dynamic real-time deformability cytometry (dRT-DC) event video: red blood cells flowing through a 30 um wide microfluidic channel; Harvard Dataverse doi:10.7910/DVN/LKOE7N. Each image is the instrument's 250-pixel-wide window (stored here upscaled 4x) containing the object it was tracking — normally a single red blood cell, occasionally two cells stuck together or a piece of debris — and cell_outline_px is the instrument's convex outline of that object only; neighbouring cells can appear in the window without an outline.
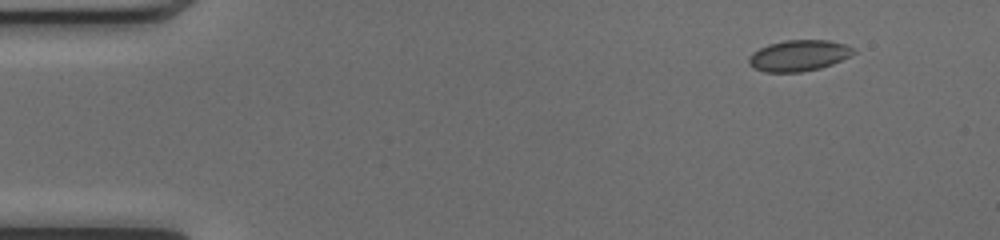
{"species": "common noctule bat (a hibernating species)", "species_latin": "Nyctalus noctula", "temperature_condition": "cold", "stored_images_in_passage": 46, "camera_frame_rate_fps": 3000, "um_per_image_px": 0.085, "animal": {"sex": "female", "body_mass_g": 17.0, "forearm_length_mm": 48.0}, "frame": {"image": 1, "passage_image": 1, "time_ms": 0.0, "image_size_px": [1000, 240], "cell_outline_px": [[856, 52], [832, 64], [820, 68], [800, 72], [764, 72], [748, 64], [748, 56], [752, 52], [768, 44], [784, 40], [828, 40], [844, 44], [856, 48]], "centroid_in_image_um": [67.88, 4.72], "position_along_channel_um": 17.1, "area_um2": 18.96}}
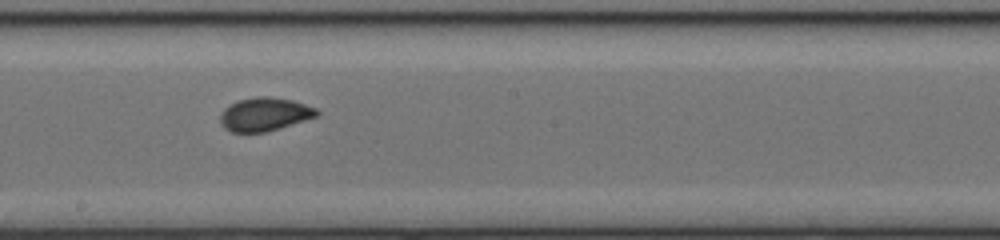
{"frame": {"image": 2, "passage_image": 24, "time_ms": 7.667, "image_size_px": [1000, 240], "cell_outline_px": [[320, 116], [280, 128], [264, 132], [232, 132], [224, 128], [220, 120], [220, 112], [224, 108], [236, 100], [256, 96], [268, 96], [292, 100], [316, 108], [320, 112]], "centroid_in_image_um": [22.5, 9.7], "position_along_channel_um": 225.7, "area_um2": 19.02}}
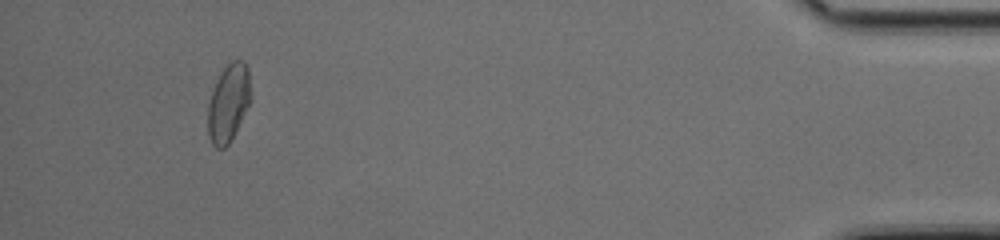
{"frame": {"image": 3, "passage_image": 43, "time_ms": 14.0, "image_size_px": [1000, 240], "cell_outline_px": [[248, 104], [228, 144], [224, 148], [216, 148], [212, 144], [208, 136], [208, 104], [216, 80], [220, 72], [232, 60], [244, 60], [248, 68]], "centroid_in_image_um": [19.36, 8.74], "position_along_channel_um": 415.8, "area_um2": 18.67}, "authors_computed_cell_mechanics": {"area_um2": 18.8428, "velocity_mm_per_s": 4.1242, "shape_relaxation_time_tau1_ms": 7.0653, "shape_relaxation_time_tau2_ms": 0.4905, "deformation_change_tau1": 0.1453, "deformation_change_tau2": 0.0436}}